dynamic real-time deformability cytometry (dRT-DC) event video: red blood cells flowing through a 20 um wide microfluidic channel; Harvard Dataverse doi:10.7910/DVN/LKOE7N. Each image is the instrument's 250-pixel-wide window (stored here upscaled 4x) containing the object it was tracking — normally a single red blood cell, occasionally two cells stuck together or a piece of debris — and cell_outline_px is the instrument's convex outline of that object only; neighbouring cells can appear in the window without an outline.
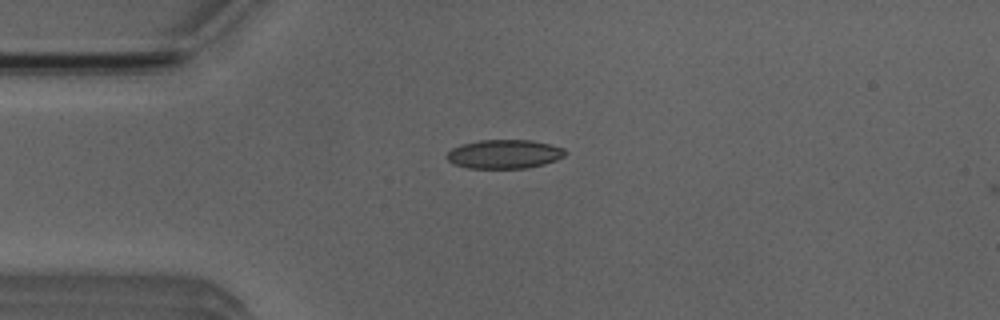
{"species": "Egyptian fruit bat (a non-hibernating species)", "species_latin": "Rousettus aegyptiacus", "temperature_condition": "room temperature", "stored_images_in_passage": 4, "camera_frame_rate_fps": 3000, "um_per_image_px": 0.085, "animal": {"sex": "male"}, "frame": {"image": 1, "passage_image": 3, "time_ms": 3.333, "image_size_px": [1000, 320], "cell_outline_px": [[568, 152], [564, 156], [556, 160], [544, 164], [528, 168], [468, 168], [452, 164], [444, 156], [452, 148], [460, 144], [480, 140], [532, 140], [564, 148]], "centroid_in_image_um": [42.84, 13.1], "position_along_channel_um": 42.2, "area_um2": 20.11}}